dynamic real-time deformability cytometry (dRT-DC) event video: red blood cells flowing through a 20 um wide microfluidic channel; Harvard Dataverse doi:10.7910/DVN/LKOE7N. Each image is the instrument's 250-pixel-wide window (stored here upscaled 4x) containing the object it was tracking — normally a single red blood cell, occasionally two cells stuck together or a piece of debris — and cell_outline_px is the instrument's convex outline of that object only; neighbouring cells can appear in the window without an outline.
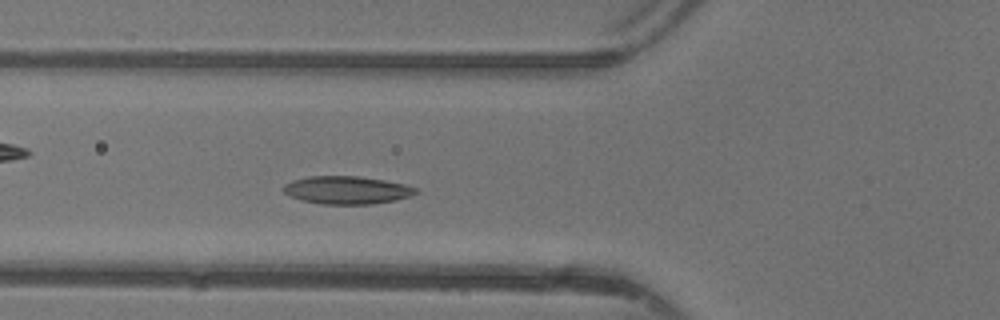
{"species": "common noctule bat (a hibernating species)", "species_latin": "Nyctalus noctula", "temperature_condition": "warm", "stored_images_in_passage": 44, "camera_frame_rate_fps": 3000, "um_per_image_px": 0.085, "animal": {"sex": "female"}, "frame": {"image": 1, "passage_image": 13, "time_ms": 4.0, "image_size_px": [1000, 320], "cell_outline_px": [[420, 192], [412, 196], [396, 200], [372, 204], [320, 204], [300, 200], [284, 192], [284, 184], [292, 180], [308, 176], [360, 176], [384, 180], [404, 184], [416, 188]], "centroid_in_image_um": [29.51, 16.16], "position_along_channel_um": 96.3, "area_um2": 21.62}}
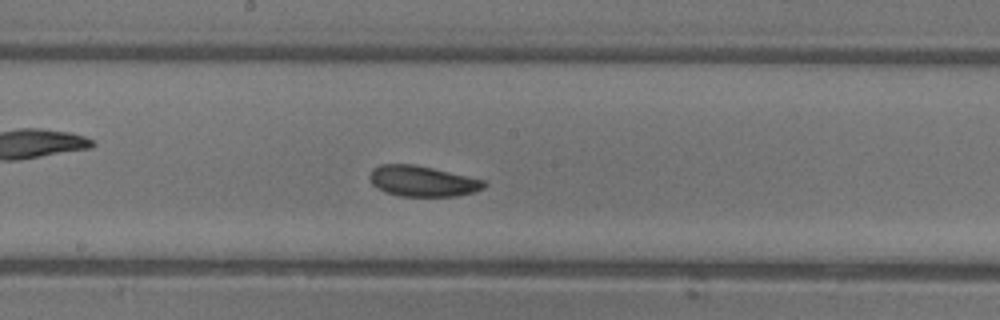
{"frame": {"image": 2, "passage_image": 21, "time_ms": 6.667, "image_size_px": [1000, 320], "cell_outline_px": [[488, 184], [484, 188], [476, 192], [456, 196], [400, 196], [384, 192], [376, 188], [372, 184], [368, 176], [372, 168], [380, 164], [416, 164], [484, 180]], "centroid_in_image_um": [35.89, 15.4], "position_along_channel_um": 212.3, "area_um2": 20.69}}
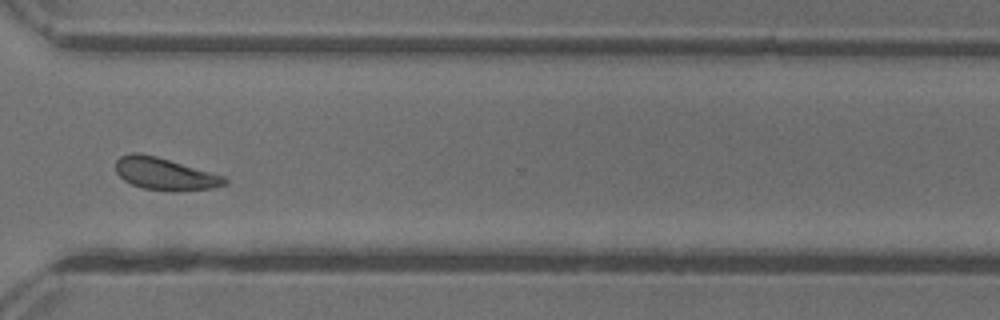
{"frame": {"image": 3, "passage_image": 31, "time_ms": 10.0, "image_size_px": [1000, 320], "cell_outline_px": [[228, 184], [212, 188], [176, 192], [168, 192], [144, 188], [132, 184], [124, 180], [116, 172], [116, 160], [120, 156], [132, 152], [140, 152], [156, 156], [224, 176], [228, 180]], "centroid_in_image_um": [14.01, 14.79], "position_along_channel_um": 356.6, "area_um2": 20.58}, "authors_computed_cell_mechanics": {"area_um2": 20.6057, "velocity_mm_per_s": 4.3334, "shape_relaxation_time_tau1_ms": 2.9278, "shape_relaxation_time_tau2_ms": null, "deformation_change_tau1": 0.0992, "deformation_change_tau2": null}}